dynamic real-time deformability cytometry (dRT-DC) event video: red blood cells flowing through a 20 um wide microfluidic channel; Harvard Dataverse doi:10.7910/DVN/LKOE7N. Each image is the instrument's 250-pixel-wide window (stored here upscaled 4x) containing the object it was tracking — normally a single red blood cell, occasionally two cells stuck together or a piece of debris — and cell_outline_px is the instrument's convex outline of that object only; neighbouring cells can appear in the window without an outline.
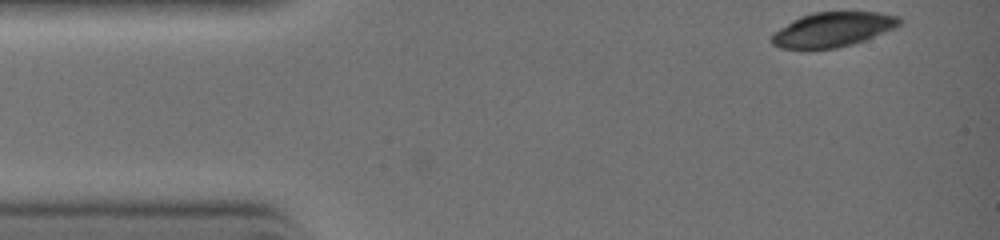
{"species": "common noctule bat (a hibernating species)", "species_latin": "Nyctalus noctula", "temperature_condition": "warm", "stored_images_in_passage": 16, "camera_frame_rate_fps": 3000, "um_per_image_px": 0.085, "animal": {"sex": "female", "body_mass_g": 19.0, "forearm_length_mm": 51.5}, "frame": {"image": 1, "passage_image": 1, "time_ms": 0.0, "image_size_px": [1000, 240], "cell_outline_px": [[900, 24], [884, 32], [864, 40], [852, 44], [836, 48], [804, 52], [780, 48], [772, 44], [772, 36], [780, 28], [792, 20], [800, 16], [812, 12], [876, 12], [900, 16]], "centroid_in_image_um": [70.71, 2.55], "position_along_channel_um": 14.3, "area_um2": 26.13}}
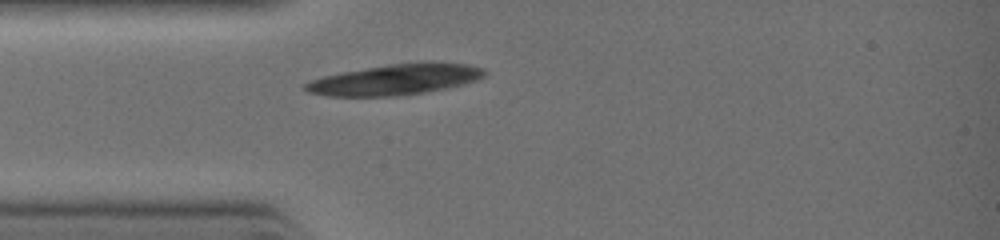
{"frame": {"image": 2, "passage_image": 7, "time_ms": 2.0, "image_size_px": [1000, 240], "cell_outline_px": [[484, 76], [476, 80], [444, 88], [424, 92], [396, 96], [328, 96], [308, 92], [304, 88], [304, 84], [312, 80], [324, 76], [340, 72], [392, 64], [464, 64], [480, 68], [484, 72]], "centroid_in_image_um": [33.47, 6.8], "position_along_channel_um": 51.5, "area_um2": 30.75}}